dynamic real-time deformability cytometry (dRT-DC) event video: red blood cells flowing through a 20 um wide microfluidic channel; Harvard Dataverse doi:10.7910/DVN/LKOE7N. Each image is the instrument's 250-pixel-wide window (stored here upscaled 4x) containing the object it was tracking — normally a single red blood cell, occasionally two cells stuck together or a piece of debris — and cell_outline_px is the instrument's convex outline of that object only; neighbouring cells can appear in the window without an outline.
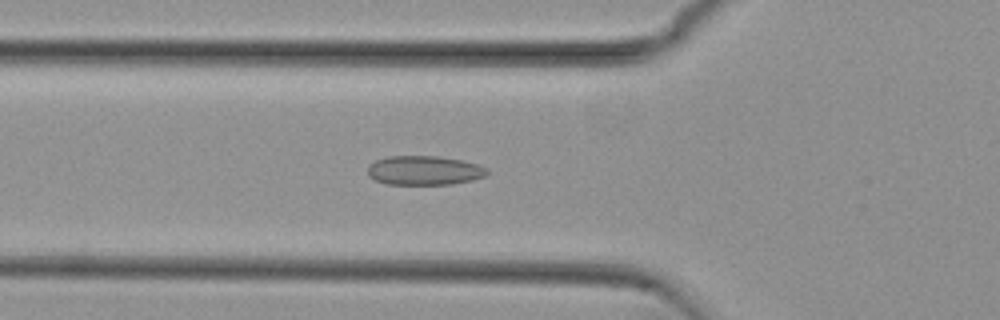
{"species": "common noctule bat (a hibernating species)", "species_latin": "Nyctalus noctula", "temperature_condition": "cold", "stored_images_in_passage": 54, "camera_frame_rate_fps": 3000, "um_per_image_px": 0.085, "animal": {"sex": "female", "body_mass_g": 29.2, "forearm_length_mm": 56.3}, "frame": {"image": 1, "passage_image": 19, "time_ms": 6.0, "image_size_px": [1000, 320], "cell_outline_px": [[488, 176], [472, 180], [452, 184], [388, 184], [376, 180], [368, 176], [368, 164], [376, 160], [388, 156], [436, 156], [460, 160], [476, 164], [488, 168]], "centroid_in_image_um": [36.06, 14.49], "position_along_channel_um": 89.7, "area_um2": 20.35}}
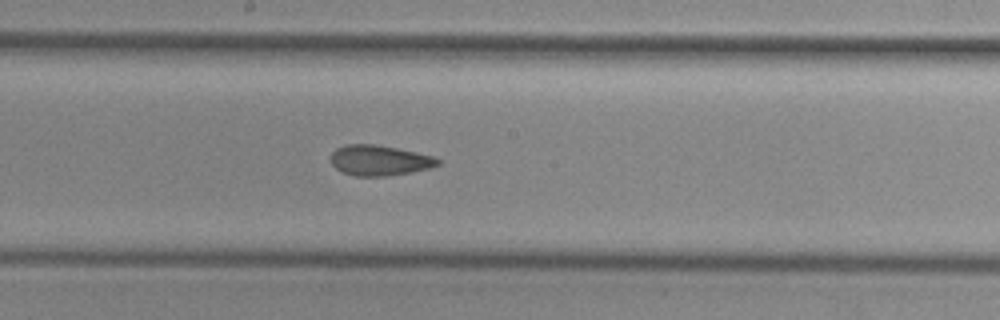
{"frame": {"image": 2, "passage_image": 29, "time_ms": 9.333, "image_size_px": [1000, 320], "cell_outline_px": [[440, 164], [432, 168], [412, 172], [388, 176], [356, 176], [344, 172], [336, 168], [332, 164], [332, 152], [336, 148], [348, 144], [372, 144], [396, 148], [416, 152], [432, 156], [440, 160]], "centroid_in_image_um": [32.28, 13.64], "position_along_channel_um": 215.9, "area_um2": 18.84}}
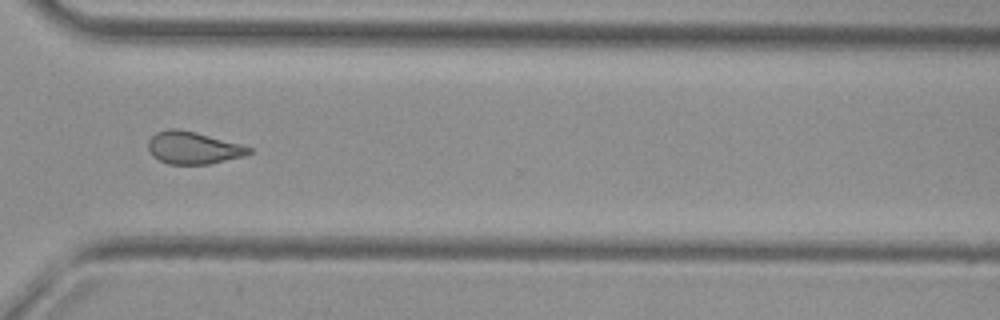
{"frame": {"image": 3, "passage_image": 40, "time_ms": 13.0, "image_size_px": [1000, 320], "cell_outline_px": [[252, 152], [244, 156], [208, 164], [168, 164], [152, 156], [148, 152], [148, 140], [156, 132], [168, 128], [180, 128], [196, 132], [240, 144], [252, 148]], "centroid_in_image_um": [16.38, 12.55], "position_along_channel_um": 354.2, "area_um2": 19.07}, "authors_computed_cell_mechanics": {"area_um2": 20.0566, "velocity_mm_per_s": 3.77, "shape_relaxation_time_tau1_ms": null, "shape_relaxation_time_tau2_ms": 2.6228, "deformation_change_tau1": null, "deformation_change_tau2": 0.0862}}